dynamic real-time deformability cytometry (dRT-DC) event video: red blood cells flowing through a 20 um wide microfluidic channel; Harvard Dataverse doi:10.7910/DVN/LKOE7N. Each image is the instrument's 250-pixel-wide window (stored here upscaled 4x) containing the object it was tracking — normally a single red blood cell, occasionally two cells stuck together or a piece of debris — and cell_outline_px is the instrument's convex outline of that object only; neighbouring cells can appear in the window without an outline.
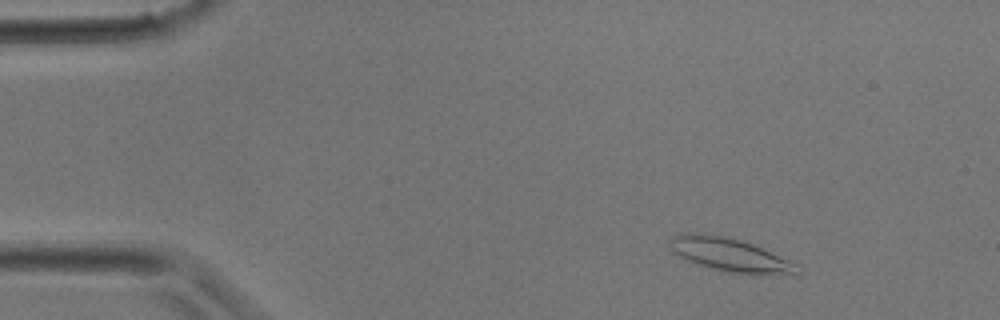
{"species": "common noctule bat (a hibernating species)", "species_latin": "Nyctalus noctula", "temperature_condition": "room temperature", "stored_images_in_passage": 29, "camera_frame_rate_fps": 3000, "um_per_image_px": 0.085, "animal": {"sex": "male", "body_mass_g": 17.9}, "frame": {"image": 1, "passage_image": 1, "time_ms": 0.0, "image_size_px": [1000, 320], "cell_outline_px": [[796, 272], [732, 272], [708, 268], [680, 256], [668, 248], [668, 240], [672, 236], [688, 232], [692, 232], [724, 236], [744, 240], [788, 260], [796, 264]], "centroid_in_image_um": [61.85, 21.58], "position_along_channel_um": 23.2, "area_um2": 23.7}}
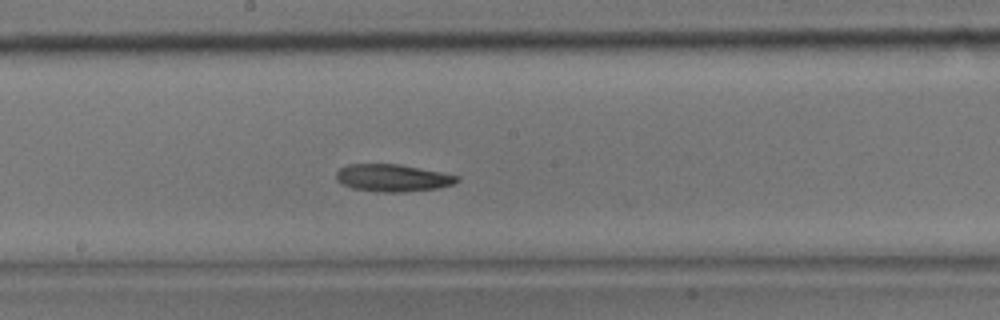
{"frame": {"image": 2, "passage_image": 14, "time_ms": 4.333, "image_size_px": [1000, 320], "cell_outline_px": [[460, 180], [452, 184], [436, 188], [404, 192], [380, 192], [352, 188], [336, 180], [336, 172], [340, 168], [348, 164], [400, 164], [460, 176]], "centroid_in_image_um": [33.36, 15.12], "position_along_channel_um": 214.8, "area_um2": 19.13}}
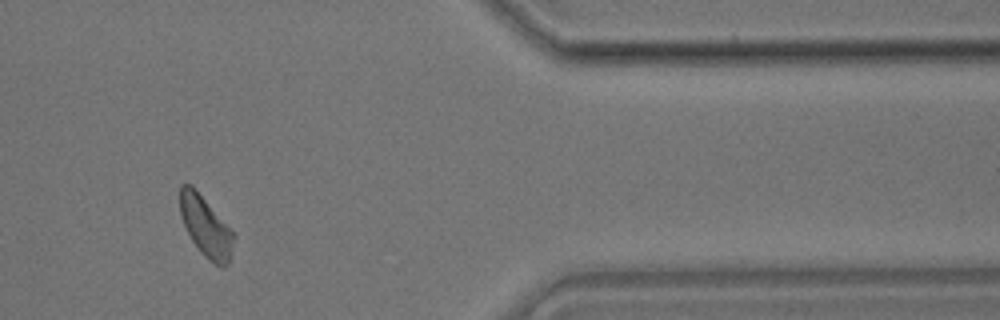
{"frame": {"image": 3, "passage_image": 24, "time_ms": 7.667, "image_size_px": [1000, 320], "cell_outline_px": [[236, 236], [232, 252], [228, 264], [224, 268], [220, 268], [208, 260], [200, 252], [192, 240], [184, 224], [180, 212], [180, 184], [192, 184]], "centroid_in_image_um": [17.51, 19.3], "position_along_channel_um": 393.9, "area_um2": 18.84}}